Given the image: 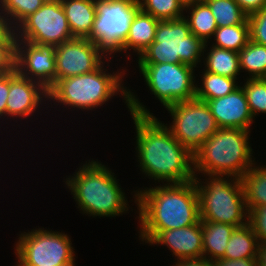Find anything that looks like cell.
Returning a JSON list of instances; mask_svg holds the SVG:
<instances>
[{
	"label": "cell",
	"instance_id": "6da1fadb",
	"mask_svg": "<svg viewBox=\"0 0 266 266\" xmlns=\"http://www.w3.org/2000/svg\"><path fill=\"white\" fill-rule=\"evenodd\" d=\"M128 109L136 128V150L143 173L155 181L184 183L194 180L193 154L128 90Z\"/></svg>",
	"mask_w": 266,
	"mask_h": 266
},
{
	"label": "cell",
	"instance_id": "7a4b0ae2",
	"mask_svg": "<svg viewBox=\"0 0 266 266\" xmlns=\"http://www.w3.org/2000/svg\"><path fill=\"white\" fill-rule=\"evenodd\" d=\"M140 236L148 243L159 231L192 226L200 220L199 195L194 180L150 187L135 193Z\"/></svg>",
	"mask_w": 266,
	"mask_h": 266
},
{
	"label": "cell",
	"instance_id": "3957f363",
	"mask_svg": "<svg viewBox=\"0 0 266 266\" xmlns=\"http://www.w3.org/2000/svg\"><path fill=\"white\" fill-rule=\"evenodd\" d=\"M113 174L102 163L89 160L74 176L66 179L65 183L83 213L93 217H114L128 211L127 199Z\"/></svg>",
	"mask_w": 266,
	"mask_h": 266
},
{
	"label": "cell",
	"instance_id": "277c9868",
	"mask_svg": "<svg viewBox=\"0 0 266 266\" xmlns=\"http://www.w3.org/2000/svg\"><path fill=\"white\" fill-rule=\"evenodd\" d=\"M249 130L219 128L193 155V173L241 178L254 165Z\"/></svg>",
	"mask_w": 266,
	"mask_h": 266
},
{
	"label": "cell",
	"instance_id": "5b68a950",
	"mask_svg": "<svg viewBox=\"0 0 266 266\" xmlns=\"http://www.w3.org/2000/svg\"><path fill=\"white\" fill-rule=\"evenodd\" d=\"M102 64L98 69L87 74L58 80L49 90L48 98L62 105L73 108L93 110L102 106L115 94L121 93L128 103V90L122 84V73H106Z\"/></svg>",
	"mask_w": 266,
	"mask_h": 266
},
{
	"label": "cell",
	"instance_id": "8992f818",
	"mask_svg": "<svg viewBox=\"0 0 266 266\" xmlns=\"http://www.w3.org/2000/svg\"><path fill=\"white\" fill-rule=\"evenodd\" d=\"M205 175L210 180L206 181V185H202L199 178H194L199 195L200 220L221 222L236 227L246 225L249 212L241 179H232L231 175Z\"/></svg>",
	"mask_w": 266,
	"mask_h": 266
},
{
	"label": "cell",
	"instance_id": "52a82bcc",
	"mask_svg": "<svg viewBox=\"0 0 266 266\" xmlns=\"http://www.w3.org/2000/svg\"><path fill=\"white\" fill-rule=\"evenodd\" d=\"M207 43L190 32L186 16L159 21L155 40L138 56V63H183L193 68L201 62ZM202 54V55H201Z\"/></svg>",
	"mask_w": 266,
	"mask_h": 266
},
{
	"label": "cell",
	"instance_id": "ba28073f",
	"mask_svg": "<svg viewBox=\"0 0 266 266\" xmlns=\"http://www.w3.org/2000/svg\"><path fill=\"white\" fill-rule=\"evenodd\" d=\"M95 5L96 15L88 39L111 55L125 43L140 3L139 0H95Z\"/></svg>",
	"mask_w": 266,
	"mask_h": 266
},
{
	"label": "cell",
	"instance_id": "9c48e42d",
	"mask_svg": "<svg viewBox=\"0 0 266 266\" xmlns=\"http://www.w3.org/2000/svg\"><path fill=\"white\" fill-rule=\"evenodd\" d=\"M21 233L15 253L18 266H70L74 251L67 234L39 228Z\"/></svg>",
	"mask_w": 266,
	"mask_h": 266
},
{
	"label": "cell",
	"instance_id": "30bf717a",
	"mask_svg": "<svg viewBox=\"0 0 266 266\" xmlns=\"http://www.w3.org/2000/svg\"><path fill=\"white\" fill-rule=\"evenodd\" d=\"M152 94L168 107L196 95L194 68L183 63H138Z\"/></svg>",
	"mask_w": 266,
	"mask_h": 266
},
{
	"label": "cell",
	"instance_id": "8fae6325",
	"mask_svg": "<svg viewBox=\"0 0 266 266\" xmlns=\"http://www.w3.org/2000/svg\"><path fill=\"white\" fill-rule=\"evenodd\" d=\"M166 109L173 118L168 129L193 155L219 129L205 101L194 98L177 102Z\"/></svg>",
	"mask_w": 266,
	"mask_h": 266
},
{
	"label": "cell",
	"instance_id": "7c38bea8",
	"mask_svg": "<svg viewBox=\"0 0 266 266\" xmlns=\"http://www.w3.org/2000/svg\"><path fill=\"white\" fill-rule=\"evenodd\" d=\"M19 32V33H18ZM17 41L56 47L74 37L60 0H48L16 27Z\"/></svg>",
	"mask_w": 266,
	"mask_h": 266
},
{
	"label": "cell",
	"instance_id": "4fadbf2b",
	"mask_svg": "<svg viewBox=\"0 0 266 266\" xmlns=\"http://www.w3.org/2000/svg\"><path fill=\"white\" fill-rule=\"evenodd\" d=\"M55 48L56 82L98 69L106 53L88 38H73ZM106 56V58H105Z\"/></svg>",
	"mask_w": 266,
	"mask_h": 266
},
{
	"label": "cell",
	"instance_id": "5bb4252c",
	"mask_svg": "<svg viewBox=\"0 0 266 266\" xmlns=\"http://www.w3.org/2000/svg\"><path fill=\"white\" fill-rule=\"evenodd\" d=\"M15 69L49 90L56 83L55 48L16 41Z\"/></svg>",
	"mask_w": 266,
	"mask_h": 266
},
{
	"label": "cell",
	"instance_id": "9a60e30c",
	"mask_svg": "<svg viewBox=\"0 0 266 266\" xmlns=\"http://www.w3.org/2000/svg\"><path fill=\"white\" fill-rule=\"evenodd\" d=\"M7 99L6 115L10 117H29L42 102L48 99V90L40 83L20 75L17 70L10 72V89Z\"/></svg>",
	"mask_w": 266,
	"mask_h": 266
},
{
	"label": "cell",
	"instance_id": "2e32d148",
	"mask_svg": "<svg viewBox=\"0 0 266 266\" xmlns=\"http://www.w3.org/2000/svg\"><path fill=\"white\" fill-rule=\"evenodd\" d=\"M219 128H239L250 131L253 116L242 87L226 96L206 100Z\"/></svg>",
	"mask_w": 266,
	"mask_h": 266
},
{
	"label": "cell",
	"instance_id": "e0dca14e",
	"mask_svg": "<svg viewBox=\"0 0 266 266\" xmlns=\"http://www.w3.org/2000/svg\"><path fill=\"white\" fill-rule=\"evenodd\" d=\"M203 231L199 220L192 226L159 231L148 243L166 245L177 259L203 257Z\"/></svg>",
	"mask_w": 266,
	"mask_h": 266
},
{
	"label": "cell",
	"instance_id": "ac0fdd59",
	"mask_svg": "<svg viewBox=\"0 0 266 266\" xmlns=\"http://www.w3.org/2000/svg\"><path fill=\"white\" fill-rule=\"evenodd\" d=\"M74 38L91 35L95 15V0H60Z\"/></svg>",
	"mask_w": 266,
	"mask_h": 266
},
{
	"label": "cell",
	"instance_id": "d6986e66",
	"mask_svg": "<svg viewBox=\"0 0 266 266\" xmlns=\"http://www.w3.org/2000/svg\"><path fill=\"white\" fill-rule=\"evenodd\" d=\"M158 23L159 20L140 9L131 23L125 43L118 51L132 49L140 56L155 40Z\"/></svg>",
	"mask_w": 266,
	"mask_h": 266
},
{
	"label": "cell",
	"instance_id": "ffe728a7",
	"mask_svg": "<svg viewBox=\"0 0 266 266\" xmlns=\"http://www.w3.org/2000/svg\"><path fill=\"white\" fill-rule=\"evenodd\" d=\"M201 223L203 257L210 261L223 258L228 241L236 226L206 220H201Z\"/></svg>",
	"mask_w": 266,
	"mask_h": 266
},
{
	"label": "cell",
	"instance_id": "44dd1931",
	"mask_svg": "<svg viewBox=\"0 0 266 266\" xmlns=\"http://www.w3.org/2000/svg\"><path fill=\"white\" fill-rule=\"evenodd\" d=\"M184 9L186 12L191 9L189 11L190 16L186 19L190 32L204 43H207V40L212 38L211 36L218 28L209 6L203 0H191L185 3Z\"/></svg>",
	"mask_w": 266,
	"mask_h": 266
},
{
	"label": "cell",
	"instance_id": "7402d4cb",
	"mask_svg": "<svg viewBox=\"0 0 266 266\" xmlns=\"http://www.w3.org/2000/svg\"><path fill=\"white\" fill-rule=\"evenodd\" d=\"M259 240L253 232L252 226L236 227L226 246L223 258L233 260L241 258H257Z\"/></svg>",
	"mask_w": 266,
	"mask_h": 266
},
{
	"label": "cell",
	"instance_id": "603a6c76",
	"mask_svg": "<svg viewBox=\"0 0 266 266\" xmlns=\"http://www.w3.org/2000/svg\"><path fill=\"white\" fill-rule=\"evenodd\" d=\"M255 164L240 178L248 212L266 205V165Z\"/></svg>",
	"mask_w": 266,
	"mask_h": 266
},
{
	"label": "cell",
	"instance_id": "cb8c5ba5",
	"mask_svg": "<svg viewBox=\"0 0 266 266\" xmlns=\"http://www.w3.org/2000/svg\"><path fill=\"white\" fill-rule=\"evenodd\" d=\"M205 58V71L237 79L241 72L238 52L212 46Z\"/></svg>",
	"mask_w": 266,
	"mask_h": 266
},
{
	"label": "cell",
	"instance_id": "d4e9b609",
	"mask_svg": "<svg viewBox=\"0 0 266 266\" xmlns=\"http://www.w3.org/2000/svg\"><path fill=\"white\" fill-rule=\"evenodd\" d=\"M236 80L204 70L202 77L203 86H196L195 98L206 101L226 96L239 87Z\"/></svg>",
	"mask_w": 266,
	"mask_h": 266
},
{
	"label": "cell",
	"instance_id": "484cf974",
	"mask_svg": "<svg viewBox=\"0 0 266 266\" xmlns=\"http://www.w3.org/2000/svg\"><path fill=\"white\" fill-rule=\"evenodd\" d=\"M213 37L216 42L212 46L239 52L250 40L249 21L247 19L242 24L218 27Z\"/></svg>",
	"mask_w": 266,
	"mask_h": 266
},
{
	"label": "cell",
	"instance_id": "4316f807",
	"mask_svg": "<svg viewBox=\"0 0 266 266\" xmlns=\"http://www.w3.org/2000/svg\"><path fill=\"white\" fill-rule=\"evenodd\" d=\"M240 69L250 78H266V46L249 40L239 52Z\"/></svg>",
	"mask_w": 266,
	"mask_h": 266
},
{
	"label": "cell",
	"instance_id": "83f0119b",
	"mask_svg": "<svg viewBox=\"0 0 266 266\" xmlns=\"http://www.w3.org/2000/svg\"><path fill=\"white\" fill-rule=\"evenodd\" d=\"M210 8L217 22V27L242 24L248 15L235 0H203Z\"/></svg>",
	"mask_w": 266,
	"mask_h": 266
},
{
	"label": "cell",
	"instance_id": "f1b7e54d",
	"mask_svg": "<svg viewBox=\"0 0 266 266\" xmlns=\"http://www.w3.org/2000/svg\"><path fill=\"white\" fill-rule=\"evenodd\" d=\"M140 9L159 21L184 17L185 0H139Z\"/></svg>",
	"mask_w": 266,
	"mask_h": 266
},
{
	"label": "cell",
	"instance_id": "f546056e",
	"mask_svg": "<svg viewBox=\"0 0 266 266\" xmlns=\"http://www.w3.org/2000/svg\"><path fill=\"white\" fill-rule=\"evenodd\" d=\"M48 0H0V10L15 28ZM2 8V9H1ZM12 20V21H11Z\"/></svg>",
	"mask_w": 266,
	"mask_h": 266
},
{
	"label": "cell",
	"instance_id": "4dcf8cb0",
	"mask_svg": "<svg viewBox=\"0 0 266 266\" xmlns=\"http://www.w3.org/2000/svg\"><path fill=\"white\" fill-rule=\"evenodd\" d=\"M253 118L266 113V78H248L242 86Z\"/></svg>",
	"mask_w": 266,
	"mask_h": 266
},
{
	"label": "cell",
	"instance_id": "1f68e13d",
	"mask_svg": "<svg viewBox=\"0 0 266 266\" xmlns=\"http://www.w3.org/2000/svg\"><path fill=\"white\" fill-rule=\"evenodd\" d=\"M250 40L266 46V7L248 16Z\"/></svg>",
	"mask_w": 266,
	"mask_h": 266
},
{
	"label": "cell",
	"instance_id": "d6a6232c",
	"mask_svg": "<svg viewBox=\"0 0 266 266\" xmlns=\"http://www.w3.org/2000/svg\"><path fill=\"white\" fill-rule=\"evenodd\" d=\"M248 223L252 226L259 242L266 239V205L249 211Z\"/></svg>",
	"mask_w": 266,
	"mask_h": 266
},
{
	"label": "cell",
	"instance_id": "836d02e7",
	"mask_svg": "<svg viewBox=\"0 0 266 266\" xmlns=\"http://www.w3.org/2000/svg\"><path fill=\"white\" fill-rule=\"evenodd\" d=\"M16 44H0V75L15 70Z\"/></svg>",
	"mask_w": 266,
	"mask_h": 266
},
{
	"label": "cell",
	"instance_id": "e575fe53",
	"mask_svg": "<svg viewBox=\"0 0 266 266\" xmlns=\"http://www.w3.org/2000/svg\"><path fill=\"white\" fill-rule=\"evenodd\" d=\"M1 11V10H0ZM3 14V15H2ZM16 28L6 15L0 12V44H16Z\"/></svg>",
	"mask_w": 266,
	"mask_h": 266
},
{
	"label": "cell",
	"instance_id": "d590c367",
	"mask_svg": "<svg viewBox=\"0 0 266 266\" xmlns=\"http://www.w3.org/2000/svg\"><path fill=\"white\" fill-rule=\"evenodd\" d=\"M10 89V73L0 75V118L6 116L7 99Z\"/></svg>",
	"mask_w": 266,
	"mask_h": 266
},
{
	"label": "cell",
	"instance_id": "8d00e7d4",
	"mask_svg": "<svg viewBox=\"0 0 266 266\" xmlns=\"http://www.w3.org/2000/svg\"><path fill=\"white\" fill-rule=\"evenodd\" d=\"M212 262L213 266H257V258H241L233 260L221 258Z\"/></svg>",
	"mask_w": 266,
	"mask_h": 266
},
{
	"label": "cell",
	"instance_id": "74e56055",
	"mask_svg": "<svg viewBox=\"0 0 266 266\" xmlns=\"http://www.w3.org/2000/svg\"><path fill=\"white\" fill-rule=\"evenodd\" d=\"M235 1L248 16L266 7V0H235Z\"/></svg>",
	"mask_w": 266,
	"mask_h": 266
},
{
	"label": "cell",
	"instance_id": "f35d334b",
	"mask_svg": "<svg viewBox=\"0 0 266 266\" xmlns=\"http://www.w3.org/2000/svg\"><path fill=\"white\" fill-rule=\"evenodd\" d=\"M174 266H213V262L204 257L196 259H179Z\"/></svg>",
	"mask_w": 266,
	"mask_h": 266
}]
</instances>
